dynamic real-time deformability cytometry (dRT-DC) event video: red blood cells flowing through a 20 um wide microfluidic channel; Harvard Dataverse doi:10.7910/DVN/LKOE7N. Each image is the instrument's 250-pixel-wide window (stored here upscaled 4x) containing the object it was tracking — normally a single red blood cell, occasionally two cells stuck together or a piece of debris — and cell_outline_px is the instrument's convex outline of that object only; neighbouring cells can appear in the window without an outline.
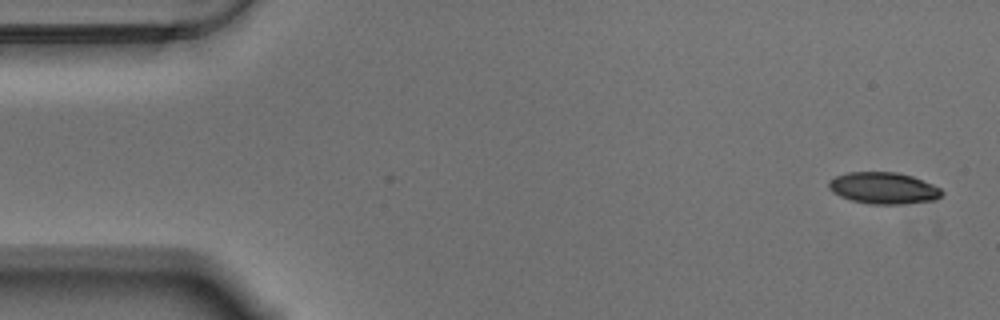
{"species": "Egyptian fruit bat (a non-hibernating species)", "species_latin": "Rousettus aegyptiacus", "temperature_condition": "warm", "stored_images_in_passage": 55, "camera_frame_rate_fps": 3000, "um_per_image_px": 0.085, "animal": {"sex": "male"}, "frame": {"image": 1, "passage_image": 1, "time_ms": 0.0, "image_size_px": [1000, 320], "cell_outline_px": [[944, 192], [936, 200], [904, 204], [868, 204], [852, 200], [840, 196], [832, 192], [828, 188], [828, 180], [836, 176], [848, 172], [896, 172], [912, 176], [932, 184], [940, 188]], "centroid_in_image_um": [75.09, 15.99], "position_along_channel_um": 9.9, "area_um2": 20.92}}
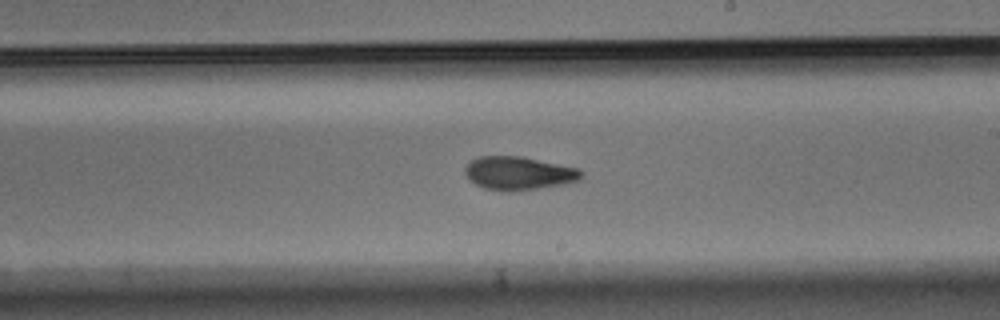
{"frame": {"image": 2, "passage_image": 31, "time_ms": 10.0, "image_size_px": [1000, 320], "cell_outline_px": [[584, 176], [580, 180], [560, 184], [512, 192], [504, 192], [484, 188], [476, 184], [464, 172], [464, 168], [472, 160], [480, 156], [524, 156], [580, 168], [584, 172]], "centroid_in_image_um": [44.13, 14.71], "position_along_channel_um": 244.9, "area_um2": 22.72}}
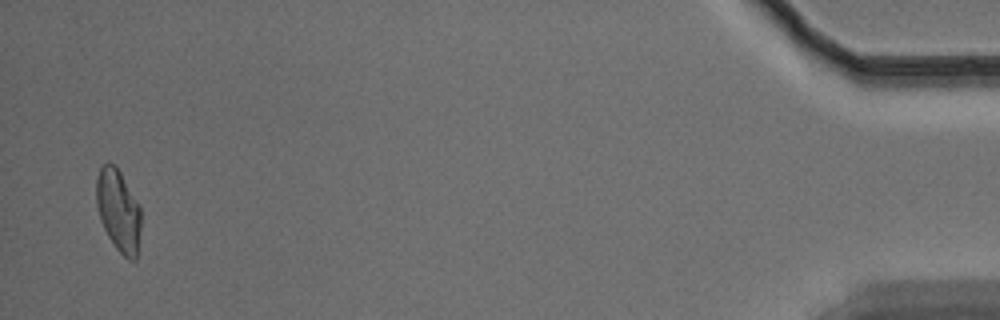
{"frame": {"image": 3, "passage_image": 54, "time_ms": 17.667, "image_size_px": [1000, 320], "cell_outline_px": [[140, 228], [136, 260], [128, 260], [116, 248], [108, 236], [100, 220], [96, 204], [96, 176], [100, 168], [104, 164], [116, 164], [140, 204]], "centroid_in_image_um": [10.06, 17.87], "position_along_channel_um": 425.1, "area_um2": 21.5}, "authors_computed_cell_mechanics": {"area_um2": 21.7328, "velocity_mm_per_s": 3.523, "shape_relaxation_time_tau1_ms": 4.6649, "shape_relaxation_time_tau2_ms": 3.7334, "deformation_change_tau1": 0.1477, "deformation_change_tau2": 0.0925}}